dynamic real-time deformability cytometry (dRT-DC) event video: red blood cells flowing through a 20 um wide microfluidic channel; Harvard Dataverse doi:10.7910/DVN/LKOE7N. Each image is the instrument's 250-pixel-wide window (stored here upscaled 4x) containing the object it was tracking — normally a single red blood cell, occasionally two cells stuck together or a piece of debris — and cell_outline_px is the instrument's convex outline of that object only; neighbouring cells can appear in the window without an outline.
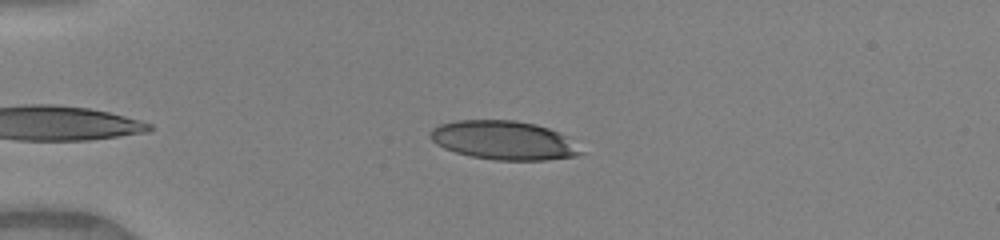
{"species": "human", "species_latin": "Homo sapiens", "temperature_condition": "warm", "stored_images_in_passage": 39, "camera_frame_rate_fps": 3000, "um_per_image_px": 0.085, "donor": {"sex": "female"}, "frame": {"image": 1, "passage_image": 3, "time_ms": 0.667, "image_size_px": [1000, 240], "cell_outline_px": [[584, 152], [576, 156], [544, 160], [496, 160], [472, 156], [456, 152], [444, 148], [436, 144], [428, 136], [428, 132], [432, 128], [440, 124], [456, 120], [516, 120], [536, 124], [560, 132], [568, 136]], "centroid_in_image_um": [42.82, 11.91], "position_along_channel_um": 42.2, "area_um2": 34.28}}
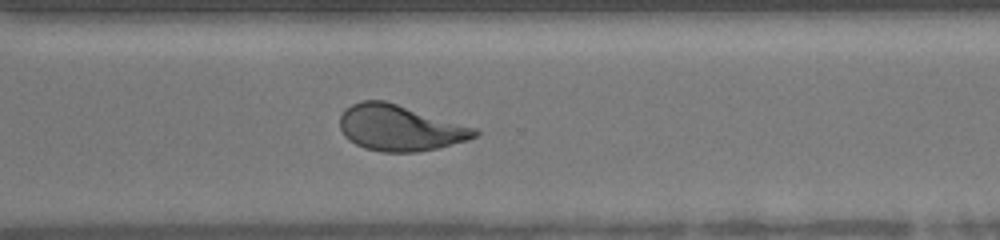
{"frame": {"image": 2, "passage_image": 27, "time_ms": 8.667, "image_size_px": [1000, 240], "cell_outline_px": [[480, 132], [476, 136], [468, 140], [436, 148], [416, 152], [384, 152], [364, 148], [348, 140], [344, 136], [340, 128], [340, 116], [352, 104], [360, 100], [384, 100], [476, 128]], "centroid_in_image_um": [33.97, 10.88], "position_along_channel_um": 336.6, "area_um2": 35.78}}
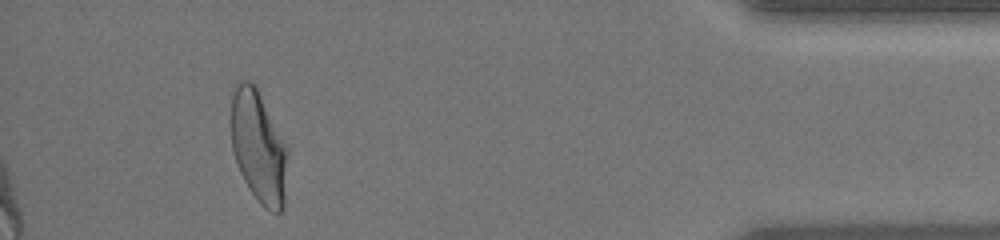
{"frame": {"image": 3, "passage_image": 36, "time_ms": 11.667, "image_size_px": [1000, 240], "cell_outline_px": [[288, 152], [284, 208], [280, 212], [276, 212], [264, 208], [256, 200], [248, 188], [240, 172], [232, 148], [232, 96], [236, 80], [248, 80], [256, 88], [288, 144]], "centroid_in_image_um": [22.0, 12.51], "position_along_channel_um": 413.2, "area_um2": 37.11}, "authors_computed_cell_mechanics": {"area_um2": 36.125, "velocity_mm_per_s": 4.1473, "shape_relaxation_time_tau1_ms": 6.2106, "shape_relaxation_time_tau2_ms": 0.9811, "deformation_change_tau1": 0.2417, "deformation_change_tau2": 0.0884}}